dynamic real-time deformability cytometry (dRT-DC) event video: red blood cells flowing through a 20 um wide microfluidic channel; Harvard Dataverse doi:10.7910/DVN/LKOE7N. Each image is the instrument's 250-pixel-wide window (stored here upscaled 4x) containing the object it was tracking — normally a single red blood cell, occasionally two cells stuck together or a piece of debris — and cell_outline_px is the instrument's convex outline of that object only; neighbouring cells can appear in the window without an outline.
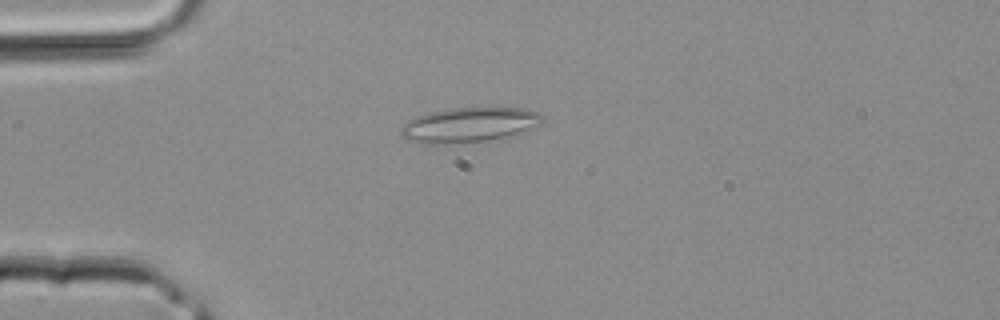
{"species": "common noctule bat (a hibernating species)", "species_latin": "Nyctalus noctula", "temperature_condition": "room temperature", "stored_images_in_passage": 2, "camera_frame_rate_fps": 3000, "um_per_image_px": 0.085, "animal": {"sex": "male", "body_mass_g": 20.4}, "frame": {"image": 1, "passage_image": 2, "time_ms": 0.333, "image_size_px": [1000, 320], "cell_outline_px": [[544, 124], [516, 136], [488, 140], [444, 144], [416, 144], [408, 140], [400, 132], [400, 128], [408, 120], [416, 116], [428, 112], [448, 108], [524, 108], [540, 112], [544, 116]], "centroid_in_image_um": [39.94, 10.62], "position_along_channel_um": 45.1, "area_um2": 29.48}}